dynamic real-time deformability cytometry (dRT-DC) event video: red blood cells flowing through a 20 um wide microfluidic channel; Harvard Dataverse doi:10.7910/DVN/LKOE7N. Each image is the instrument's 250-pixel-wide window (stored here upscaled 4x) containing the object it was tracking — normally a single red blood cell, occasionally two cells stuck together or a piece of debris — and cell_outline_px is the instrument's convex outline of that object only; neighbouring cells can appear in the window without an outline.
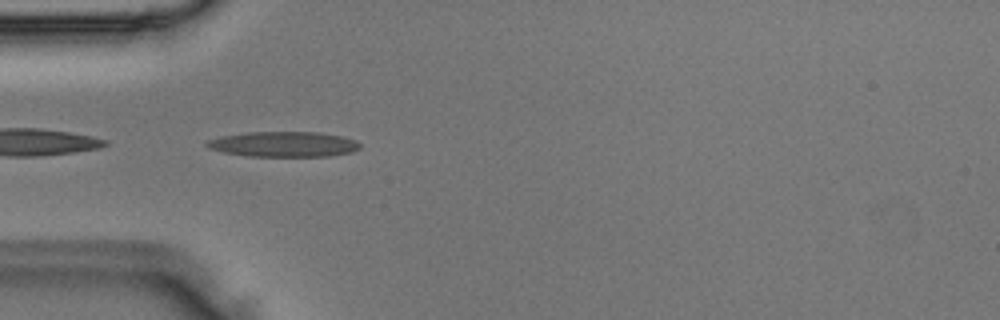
{"species": "Egyptian fruit bat (a non-hibernating species)", "species_latin": "Rousettus aegyptiacus", "temperature_condition": "room temperature", "stored_images_in_passage": 36, "camera_frame_rate_fps": 3000, "um_per_image_px": 0.085, "animal": {"sex": "male"}, "frame": {"image": 1, "passage_image": 2, "time_ms": 0.333, "image_size_px": [1000, 320], "cell_outline_px": [[360, 148], [352, 152], [328, 156], [248, 156], [224, 152], [208, 148], [204, 144], [208, 140], [220, 136], [248, 132], [320, 132], [344, 136], [356, 140], [360, 144]], "centroid_in_image_um": [24.12, 12.25], "position_along_channel_um": 60.9, "area_um2": 22.66}}
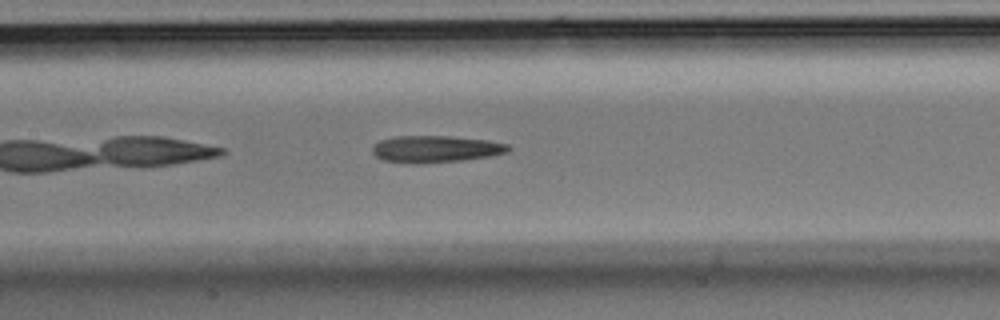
{"frame": {"image": 2, "passage_image": 10, "time_ms": 3.0, "image_size_px": [1000, 320], "cell_outline_px": [[512, 148], [508, 152], [488, 156], [464, 160], [420, 164], [416, 164], [384, 160], [376, 156], [372, 152], [372, 148], [380, 140], [396, 136], [448, 136], [488, 140], [508, 144]], "centroid_in_image_um": [37.04, 12.67], "position_along_channel_um": 170.4, "area_um2": 21.27}}
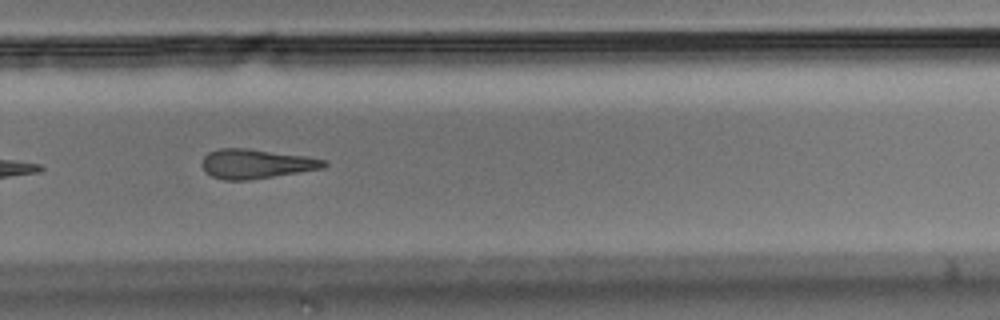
{"frame": {"image": 3, "passage_image": 20, "time_ms": 6.333, "image_size_px": [1000, 320], "cell_outline_px": [[328, 164], [324, 168], [248, 180], [224, 180], [212, 176], [204, 172], [200, 164], [204, 156], [208, 152], [220, 148], [248, 148], [308, 156], [328, 160]], "centroid_in_image_um": [21.76, 13.91], "position_along_channel_um": 308.0, "area_um2": 21.15}}